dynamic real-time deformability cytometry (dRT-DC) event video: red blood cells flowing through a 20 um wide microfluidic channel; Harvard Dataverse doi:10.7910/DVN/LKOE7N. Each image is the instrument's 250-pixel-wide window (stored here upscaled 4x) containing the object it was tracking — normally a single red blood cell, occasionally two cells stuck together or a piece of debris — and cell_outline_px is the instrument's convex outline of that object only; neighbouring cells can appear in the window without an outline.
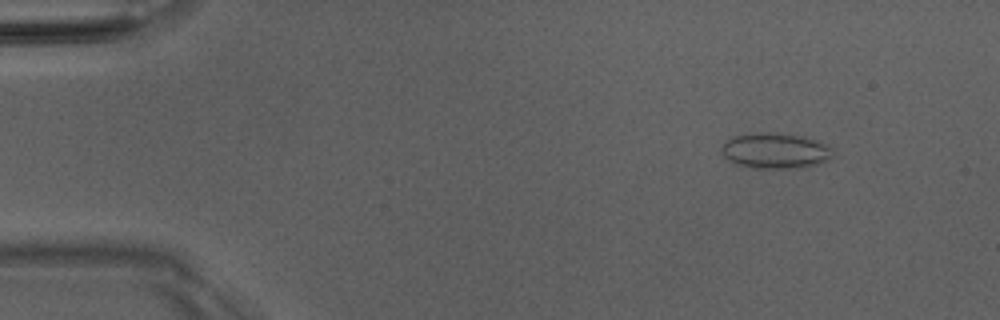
{"species": "Egyptian fruit bat (a non-hibernating species)", "species_latin": "Rousettus aegyptiacus", "temperature_condition": "room temperature", "stored_images_in_passage": 19, "camera_frame_rate_fps": 3000, "um_per_image_px": 0.085, "animal": {"sex": "male"}, "frame": {"image": 1, "passage_image": 6, "time_ms": 1.667, "image_size_px": [1000, 320], "cell_outline_px": [[832, 156], [828, 160], [816, 164], [800, 168], [756, 168], [732, 164], [720, 152], [720, 148], [732, 136], [760, 132], [796, 136], [816, 140], [828, 144], [832, 148]], "centroid_in_image_um": [65.86, 12.83], "position_along_channel_um": 19.1, "area_um2": 22.95}}
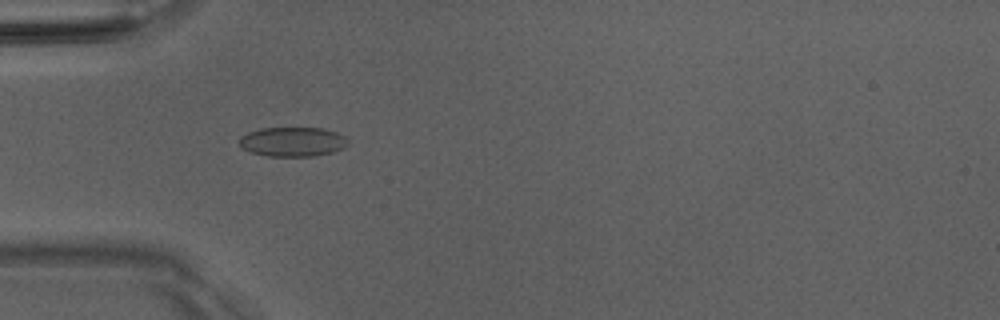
{"frame": {"image": 2, "passage_image": 16, "time_ms": 5.0, "image_size_px": [1000, 320], "cell_outline_px": [[348, 144], [344, 148], [332, 152], [312, 156], [268, 156], [252, 152], [240, 148], [240, 136], [248, 132], [260, 128], [324, 128], [336, 132], [344, 136], [348, 140]], "centroid_in_image_um": [24.87, 12.04], "position_along_channel_um": 60.1, "area_um2": 18.67}}